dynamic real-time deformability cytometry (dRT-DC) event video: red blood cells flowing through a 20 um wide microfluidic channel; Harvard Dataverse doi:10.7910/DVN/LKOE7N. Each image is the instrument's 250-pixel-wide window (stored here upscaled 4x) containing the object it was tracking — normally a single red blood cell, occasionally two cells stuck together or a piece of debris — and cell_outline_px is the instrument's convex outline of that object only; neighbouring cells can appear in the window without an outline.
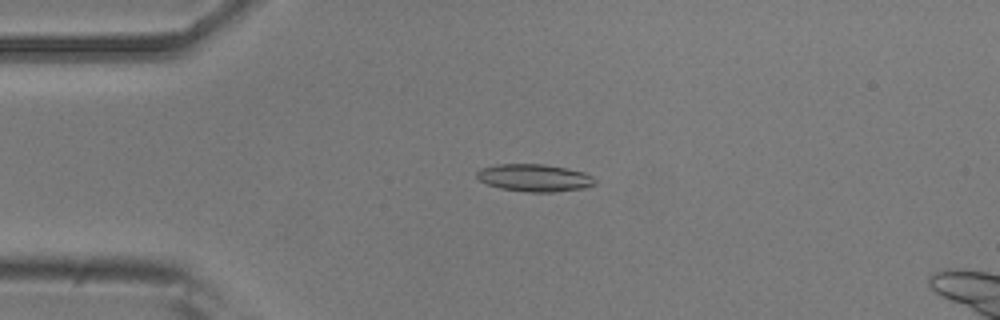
{"species": "common noctule bat (a hibernating species)", "species_latin": "Nyctalus noctula", "temperature_condition": "room temperature", "stored_images_in_passage": 52, "camera_frame_rate_fps": 3000, "um_per_image_px": 0.085, "animal": {"sex": "male", "body_mass_g": 20.5, "forearm_length_mm": 52.5}, "frame": {"image": 1, "passage_image": 12, "time_ms": 3.667, "image_size_px": [1000, 320], "cell_outline_px": [[596, 184], [584, 188], [552, 192], [528, 192], [500, 188], [488, 184], [480, 180], [476, 176], [476, 172], [480, 168], [496, 164], [544, 164], [584, 172], [592, 176], [596, 180]], "centroid_in_image_um": [45.42, 15.11], "position_along_channel_um": 39.6, "area_um2": 18.84}}
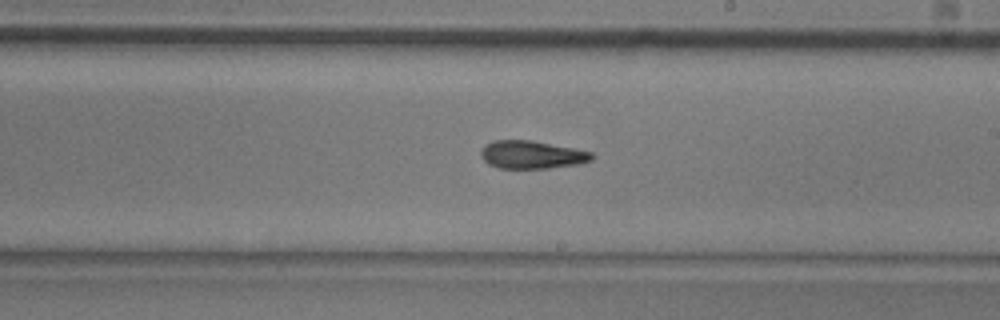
{"frame": {"image": 2, "passage_image": 30, "time_ms": 9.667, "image_size_px": [1000, 320], "cell_outline_px": [[596, 156], [592, 160], [580, 164], [548, 168], [500, 168], [488, 164], [480, 156], [480, 152], [484, 144], [496, 140], [532, 140], [592, 152]], "centroid_in_image_um": [45.2, 13.15], "position_along_channel_um": 243.8, "area_um2": 18.15}}
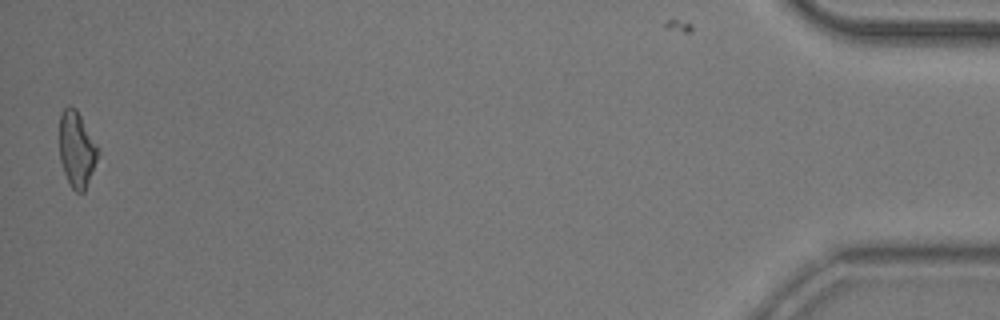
{"frame": {"image": 3, "passage_image": 52, "time_ms": 17.0, "image_size_px": [1000, 320], "cell_outline_px": [[100, 152], [84, 192], [76, 192], [72, 188], [64, 172], [60, 160], [60, 116], [64, 108], [68, 104], [76, 108], [96, 144]], "centroid_in_image_um": [6.52, 12.68], "position_along_channel_um": 428.7, "area_um2": 16.76}, "authors_computed_cell_mechanics": {"area_um2": 18.207, "velocity_mm_per_s": 3.8133, "shape_relaxation_time_tau1_ms": 5.2071, "shape_relaxation_time_tau2_ms": 7.4563, "deformation_change_tau1": 0.1397, "deformation_change_tau2": 0.1932}}